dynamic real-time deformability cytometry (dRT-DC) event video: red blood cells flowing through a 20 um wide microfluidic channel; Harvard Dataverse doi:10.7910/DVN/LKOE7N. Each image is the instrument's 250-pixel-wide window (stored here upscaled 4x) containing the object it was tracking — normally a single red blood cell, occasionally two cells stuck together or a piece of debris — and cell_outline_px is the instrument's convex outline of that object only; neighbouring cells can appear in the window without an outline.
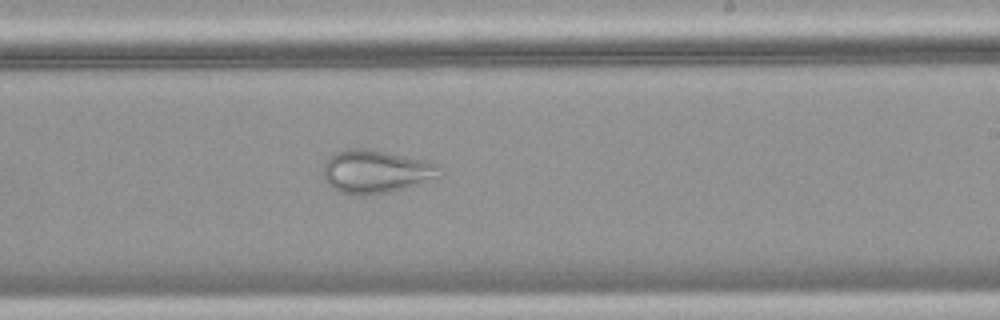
{"species": "common noctule bat (a hibernating species)", "species_latin": "Nyctalus noctula", "temperature_condition": "warm", "stored_images_in_passage": 39, "camera_frame_rate_fps": 3000, "um_per_image_px": 0.085, "animal": {"sex": "female", "body_mass_g": 18.4}, "frame": {"image": 1, "passage_image": 20, "time_ms": 6.333, "image_size_px": [1000, 320], "cell_outline_px": [[436, 168], [432, 176], [416, 184], [404, 188], [388, 192], [364, 196], [352, 196], [340, 192], [332, 188], [328, 184], [324, 176], [324, 164], [328, 156], [332, 152], [344, 148], [372, 148], [432, 160], [436, 164]], "centroid_in_image_um": [31.82, 14.54], "position_along_channel_um": 257.2, "area_um2": 29.42}}
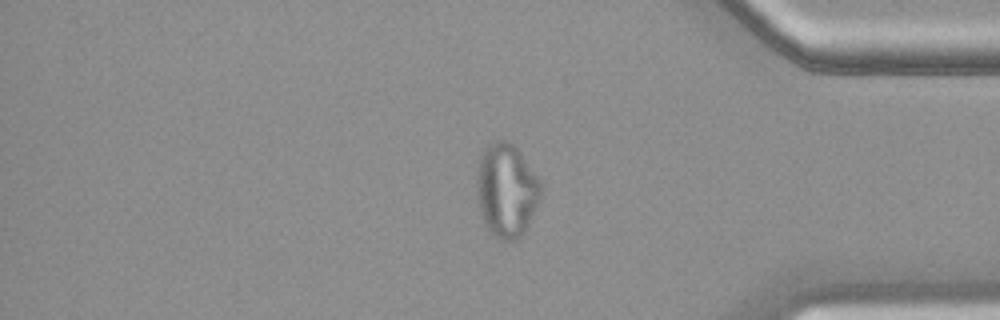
{"frame": {"image": 2, "passage_image": 31, "time_ms": 10.0, "image_size_px": [1000, 320], "cell_outline_px": [[540, 200], [524, 232], [516, 240], [500, 240], [488, 228], [480, 212], [476, 192], [476, 172], [480, 152], [492, 140], [508, 140], [520, 152], [540, 180]], "centroid_in_image_um": [43.02, 16.13], "position_along_channel_um": 392.2, "area_um2": 35.03}}
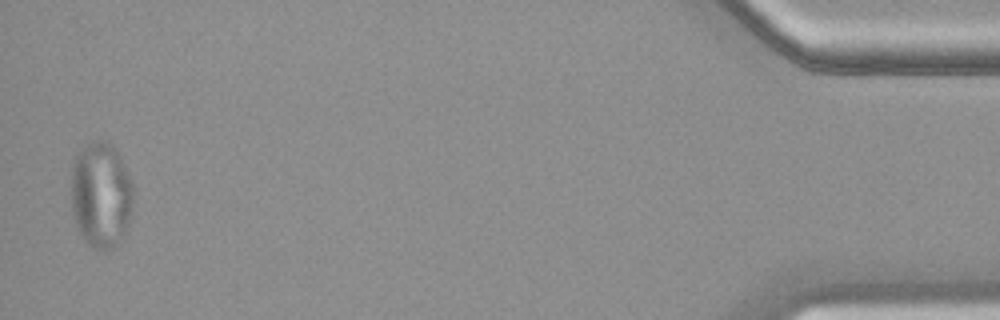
{"frame": {"image": 3, "passage_image": 38, "time_ms": 12.333, "image_size_px": [1000, 320], "cell_outline_px": [[132, 204], [124, 236], [108, 252], [100, 252], [88, 244], [84, 240], [76, 224], [72, 208], [72, 164], [76, 156], [92, 140], [104, 140], [112, 144], [116, 148], [132, 184]], "centroid_in_image_um": [8.58, 16.59], "position_along_channel_um": 426.6, "area_um2": 38.15}}